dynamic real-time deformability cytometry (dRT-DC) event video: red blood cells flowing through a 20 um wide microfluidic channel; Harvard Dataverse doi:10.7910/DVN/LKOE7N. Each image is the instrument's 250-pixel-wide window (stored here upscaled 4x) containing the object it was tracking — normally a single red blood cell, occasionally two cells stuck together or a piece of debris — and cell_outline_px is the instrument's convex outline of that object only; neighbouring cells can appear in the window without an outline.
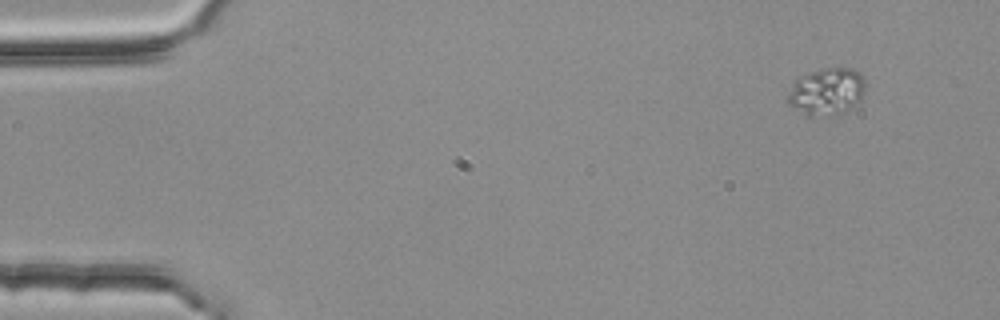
{"species": "common noctule bat (a hibernating species)", "species_latin": "Nyctalus noctula", "temperature_condition": "room temperature", "stored_images_in_passage": 2, "segment_of_instrument_passage": [2, 2], "camera_frame_rate_fps": 3000, "um_per_image_px": 0.085, "animal": {"sex": "female", "body_mass_g": 25.1}, "frame": {"image": 1, "passage_image": 2, "time_ms": 0.333, "image_size_px": [1000, 320], "cell_outline_px": [[864, 92], [860, 100], [852, 108], [844, 112], [812, 116], [808, 116], [788, 104], [784, 100], [792, 80], [812, 72], [824, 68], [852, 68], [860, 72], [864, 80]], "centroid_in_image_um": [70.22, 7.77], "position_along_channel_um": 14.8, "area_um2": 21.44}}